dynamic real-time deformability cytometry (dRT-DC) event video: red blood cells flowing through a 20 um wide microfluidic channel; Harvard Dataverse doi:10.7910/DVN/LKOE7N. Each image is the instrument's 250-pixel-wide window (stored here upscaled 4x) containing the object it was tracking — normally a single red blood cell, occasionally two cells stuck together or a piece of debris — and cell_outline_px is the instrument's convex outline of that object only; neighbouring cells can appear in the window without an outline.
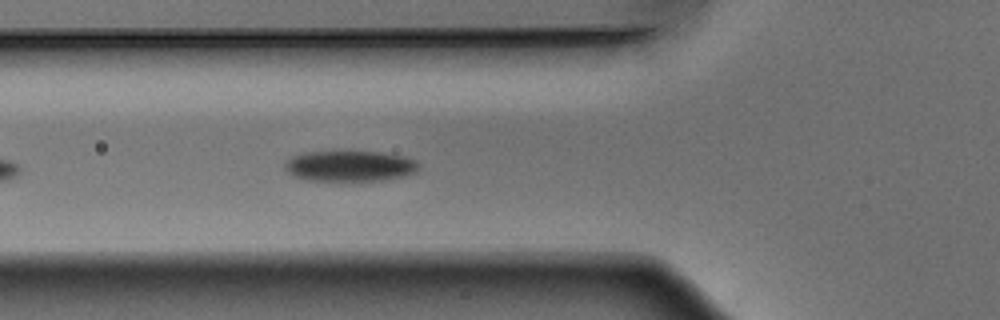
{"species": "Egyptian fruit bat (a non-hibernating species)", "species_latin": "Rousettus aegyptiacus", "temperature_condition": "warm", "stored_images_in_passage": 10, "camera_frame_rate_fps": 3000, "um_per_image_px": 0.085, "animal": {"sex": "male"}, "frame": {"image": 1, "passage_image": 6, "time_ms": 1.667, "image_size_px": [1000, 320], "cell_outline_px": [[420, 168], [416, 172], [404, 176], [388, 180], [348, 184], [336, 184], [304, 180], [292, 176], [284, 168], [284, 164], [292, 156], [304, 152], [380, 152], [408, 156], [416, 160], [420, 164]], "centroid_in_image_um": [29.75, 14.18], "position_along_channel_um": 96.0, "area_um2": 25.55}}